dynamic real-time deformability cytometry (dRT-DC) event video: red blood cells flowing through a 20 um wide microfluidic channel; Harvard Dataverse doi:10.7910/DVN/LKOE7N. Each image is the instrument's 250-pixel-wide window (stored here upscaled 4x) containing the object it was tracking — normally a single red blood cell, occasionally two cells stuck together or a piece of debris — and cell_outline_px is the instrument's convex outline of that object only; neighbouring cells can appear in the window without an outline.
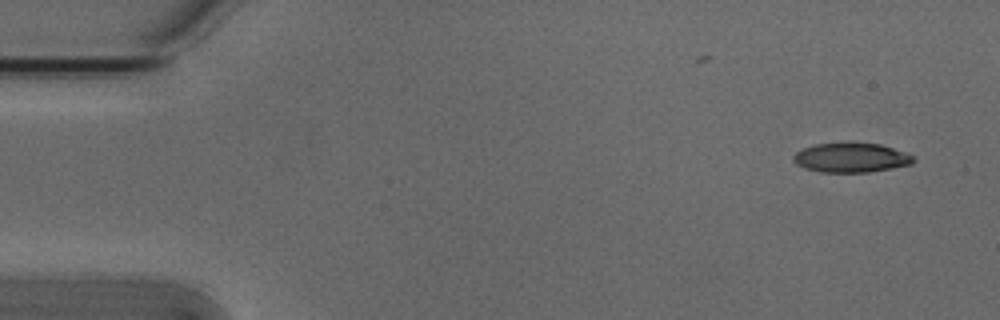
{"species": "Egyptian fruit bat (a non-hibernating species)", "species_latin": "Rousettus aegyptiacus", "temperature_condition": "cold", "stored_images_in_passage": 4, "camera_frame_rate_fps": 3000, "um_per_image_px": 0.085, "animal": {"sex": "male"}, "frame": {"image": 1, "passage_image": 1, "time_ms": 0.0, "image_size_px": [1000, 320], "cell_outline_px": [[916, 160], [912, 164], [892, 168], [868, 172], [820, 172], [804, 168], [796, 164], [792, 160], [792, 156], [796, 152], [812, 144], [880, 144], [908, 152], [916, 156]], "centroid_in_image_um": [72.38, 13.42], "position_along_channel_um": 12.6, "area_um2": 20.58}}
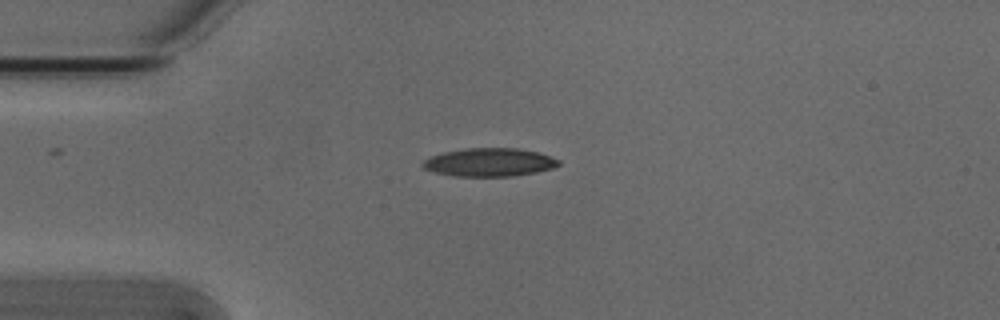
{"frame": {"image": 2, "passage_image": 3, "time_ms": 0.667, "image_size_px": [1000, 320], "cell_outline_px": [[560, 164], [552, 168], [536, 172], [512, 176], [452, 176], [436, 172], [424, 168], [420, 164], [428, 156], [444, 152], [464, 148], [516, 148], [536, 152], [560, 160]], "centroid_in_image_um": [41.55, 13.79], "position_along_channel_um": 43.4, "area_um2": 22.31}}